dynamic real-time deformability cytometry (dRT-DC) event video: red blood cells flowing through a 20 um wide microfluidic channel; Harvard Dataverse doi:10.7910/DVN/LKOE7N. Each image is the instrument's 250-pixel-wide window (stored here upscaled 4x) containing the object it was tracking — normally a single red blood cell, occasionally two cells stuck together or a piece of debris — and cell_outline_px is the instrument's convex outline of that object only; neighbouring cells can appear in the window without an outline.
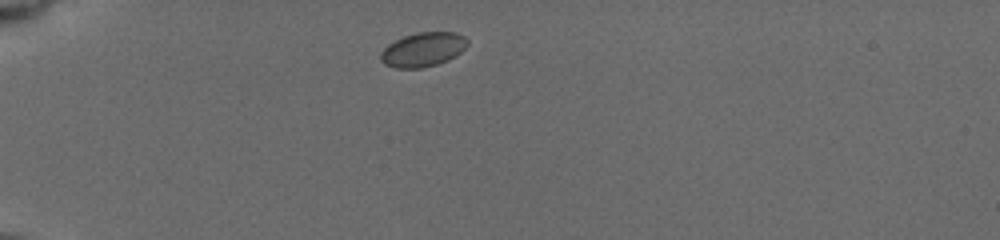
{"species": "common noctule bat (a hibernating species)", "species_latin": "Nyctalus noctula", "temperature_condition": "cold", "stored_images_in_passage": 5, "camera_frame_rate_fps": 3000, "um_per_image_px": 0.085, "animal": {"sex": "female", "body_mass_g": 19.5, "forearm_length_mm": 54.1}, "frame": {"image": 1, "passage_image": 1, "time_ms": 0.0, "image_size_px": [1000, 240], "cell_outline_px": [[468, 44], [460, 52], [448, 60], [436, 64], [420, 68], [396, 68], [384, 64], [380, 60], [380, 52], [388, 44], [404, 36], [416, 32], [456, 32], [464, 36], [468, 40]], "centroid_in_image_um": [35.94, 4.2], "position_along_channel_um": 49.1, "area_um2": 17.28}}
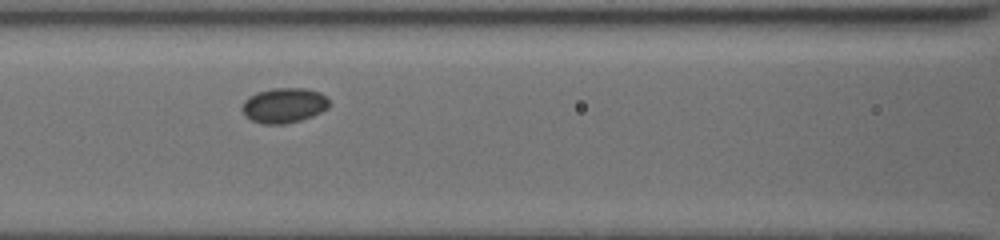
{"frame": {"image": 2, "passage_image": 4, "time_ms": 3.333, "image_size_px": [1000, 240], "cell_outline_px": [[332, 104], [328, 108], [312, 116], [300, 120], [284, 124], [264, 124], [252, 120], [244, 116], [240, 108], [244, 100], [248, 96], [256, 92], [272, 88], [308, 88], [320, 92], [328, 96]], "centroid_in_image_um": [24.15, 8.94], "position_along_channel_um": 142.5, "area_um2": 18.21}}
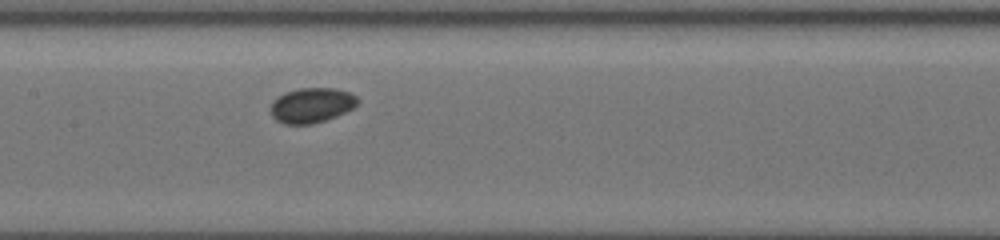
{"frame": {"image": 3, "passage_image": 5, "time_ms": 4.333, "image_size_px": [1000, 240], "cell_outline_px": [[360, 100], [352, 108], [336, 116], [312, 124], [284, 124], [276, 120], [268, 112], [268, 108], [272, 100], [276, 96], [284, 92], [300, 88], [336, 88], [352, 92]], "centroid_in_image_um": [26.43, 8.93], "position_along_channel_um": 181.0, "area_um2": 18.09}}